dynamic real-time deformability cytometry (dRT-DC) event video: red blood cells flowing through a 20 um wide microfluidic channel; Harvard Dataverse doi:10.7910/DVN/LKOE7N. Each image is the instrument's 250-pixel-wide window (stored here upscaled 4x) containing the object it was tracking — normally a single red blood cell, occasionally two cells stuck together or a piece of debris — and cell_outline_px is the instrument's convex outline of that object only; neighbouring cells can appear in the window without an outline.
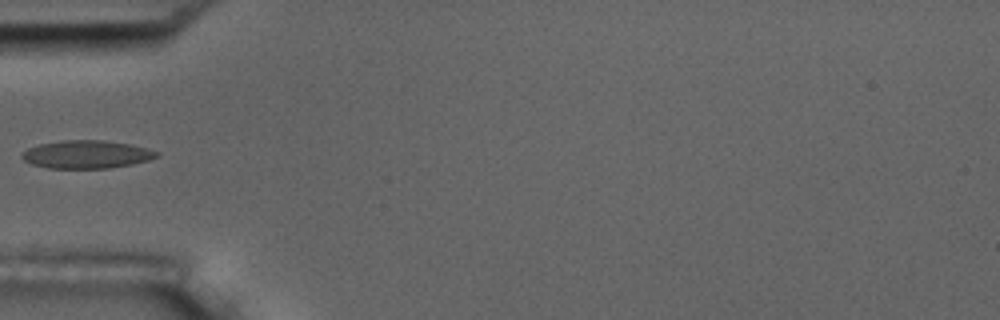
{"species": "common noctule bat (a hibernating species)", "species_latin": "Nyctalus noctula", "temperature_condition": "room temperature", "stored_images_in_passage": 6, "camera_frame_rate_fps": 3000, "um_per_image_px": 0.085, "animal": {"sex": "male", "body_mass_g": 17.5, "forearm_length_mm": 52.3}, "frame": {"image": 1, "passage_image": 5, "time_ms": 4.667, "image_size_px": [1000, 320], "cell_outline_px": [[160, 156], [148, 160], [132, 164], [108, 168], [48, 168], [32, 164], [24, 160], [20, 156], [28, 148], [40, 144], [60, 140], [104, 140], [128, 144], [148, 148], [160, 152]], "centroid_in_image_um": [7.38, 13.12], "position_along_channel_um": 77.6, "area_um2": 21.96}}